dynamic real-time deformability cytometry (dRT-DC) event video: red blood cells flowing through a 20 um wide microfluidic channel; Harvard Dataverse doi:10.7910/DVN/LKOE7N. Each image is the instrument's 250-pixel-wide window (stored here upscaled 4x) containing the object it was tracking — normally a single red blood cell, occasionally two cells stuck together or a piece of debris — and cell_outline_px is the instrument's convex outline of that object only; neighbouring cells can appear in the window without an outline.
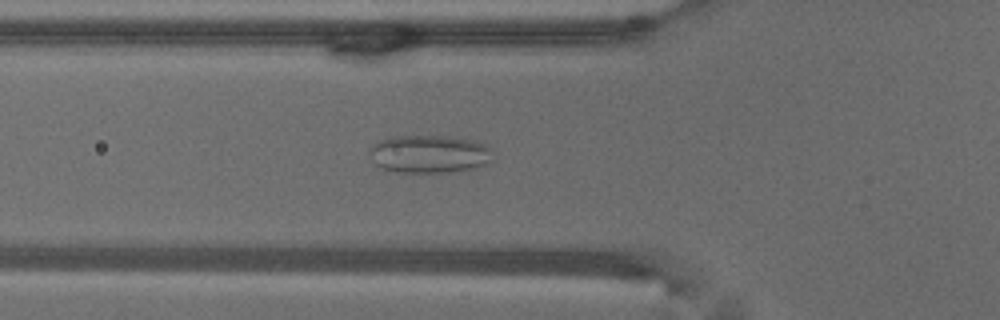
{"species": "common noctule bat (a hibernating species)", "species_latin": "Nyctalus noctula", "temperature_condition": "warm", "stored_images_in_passage": 52, "camera_frame_rate_fps": 3000, "um_per_image_px": 0.085, "animal": {"sex": "male", "body_mass_g": 18.8}, "frame": {"image": 1, "passage_image": 18, "time_ms": 5.667, "image_size_px": [1000, 320], "cell_outline_px": [[492, 160], [484, 164], [472, 168], [456, 172], [396, 172], [380, 168], [368, 156], [368, 148], [372, 144], [380, 140], [396, 136], [444, 136], [476, 140], [492, 148]], "centroid_in_image_um": [36.46, 13.09], "position_along_channel_um": 89.3, "area_um2": 27.57}}
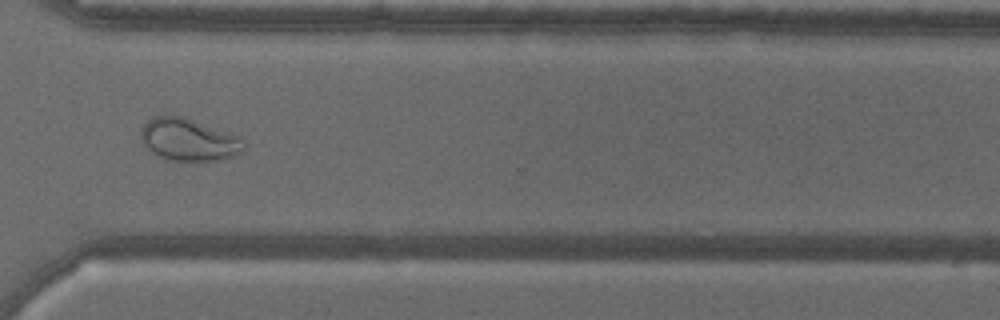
{"frame": {"image": 2, "passage_image": 39, "time_ms": 12.667, "image_size_px": [1000, 320], "cell_outline_px": [[248, 148], [232, 156], [204, 164], [164, 160], [152, 152], [144, 144], [140, 136], [140, 128], [152, 116], [184, 116], [228, 132], [244, 140], [248, 144]], "centroid_in_image_um": [16.05, 11.92], "position_along_channel_um": 354.5, "area_um2": 26.24}}
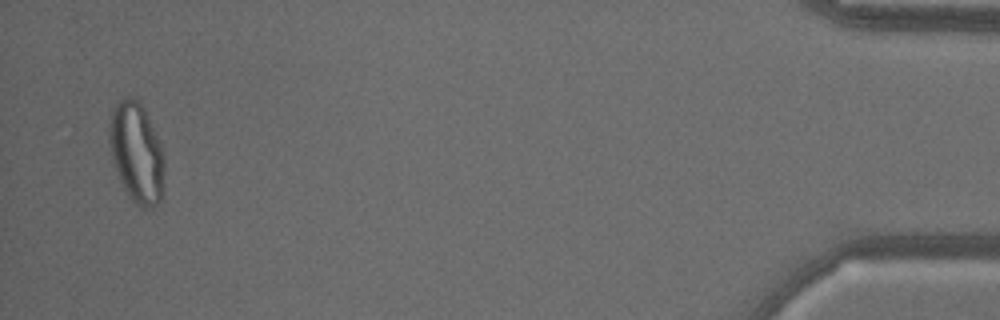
{"frame": {"image": 3, "passage_image": 51, "time_ms": 16.667, "image_size_px": [1000, 320], "cell_outline_px": [[164, 172], [160, 200], [152, 208], [140, 208], [132, 200], [124, 188], [112, 164], [108, 144], [108, 124], [112, 108], [116, 100], [128, 96], [136, 96], [140, 100], [160, 144], [164, 156]], "centroid_in_image_um": [11.55, 12.92], "position_along_channel_um": 423.6, "area_um2": 32.71}}